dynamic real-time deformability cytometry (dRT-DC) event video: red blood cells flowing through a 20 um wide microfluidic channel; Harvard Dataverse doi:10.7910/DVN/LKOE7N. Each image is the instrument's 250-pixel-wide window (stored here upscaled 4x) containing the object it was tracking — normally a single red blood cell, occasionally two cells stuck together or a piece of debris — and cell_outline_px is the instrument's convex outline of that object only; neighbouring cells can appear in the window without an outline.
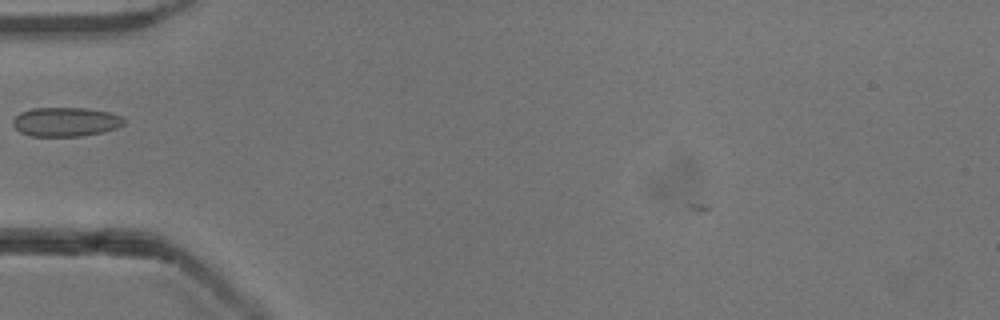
{"species": "common noctule bat (a hibernating species)", "species_latin": "Nyctalus noctula", "temperature_condition": "cold", "stored_images_in_passage": 35, "camera_frame_rate_fps": 3000, "um_per_image_px": 0.085, "animal": {"sex": "male", "body_mass_g": 13.3}, "frame": {"image": 1, "passage_image": 1, "time_ms": 0.0, "image_size_px": [1000, 320], "cell_outline_px": [[128, 120], [124, 124], [116, 128], [104, 132], [80, 136], [32, 136], [20, 132], [12, 124], [12, 120], [20, 112], [32, 108], [88, 108], [108, 112], [120, 116]], "centroid_in_image_um": [5.6, 10.35], "position_along_channel_um": 79.4, "area_um2": 18.96}}
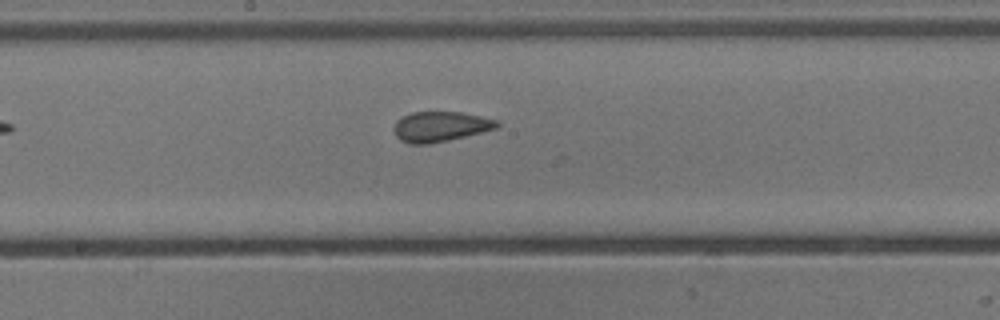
{"frame": {"image": 2, "passage_image": 11, "time_ms": 3.333, "image_size_px": [1000, 320], "cell_outline_px": [[500, 124], [496, 128], [448, 140], [428, 144], [408, 144], [400, 140], [396, 136], [392, 128], [396, 120], [412, 112], [460, 112], [480, 116], [496, 120]], "centroid_in_image_um": [37.37, 10.76], "position_along_channel_um": 210.8, "area_um2": 17.98}}
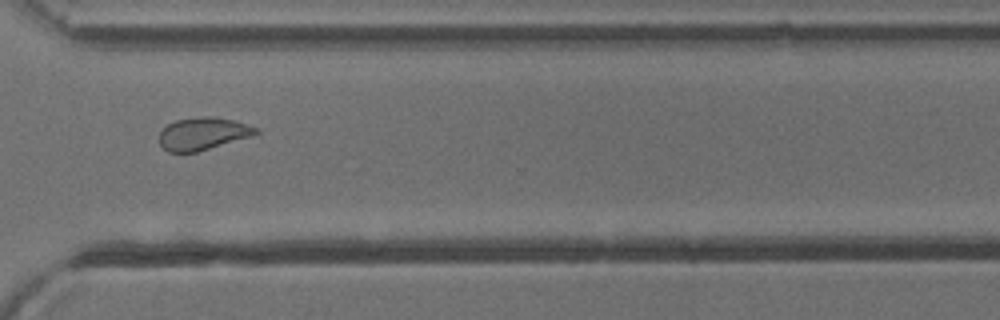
{"frame": {"image": 3, "passage_image": 22, "time_ms": 7.0, "image_size_px": [1000, 320], "cell_outline_px": [[260, 132], [252, 136], [196, 152], [168, 152], [160, 144], [160, 132], [168, 124], [176, 120], [200, 116], [212, 116], [232, 120], [260, 128]], "centroid_in_image_um": [17.27, 11.35], "position_along_channel_um": 353.3, "area_um2": 18.21}}